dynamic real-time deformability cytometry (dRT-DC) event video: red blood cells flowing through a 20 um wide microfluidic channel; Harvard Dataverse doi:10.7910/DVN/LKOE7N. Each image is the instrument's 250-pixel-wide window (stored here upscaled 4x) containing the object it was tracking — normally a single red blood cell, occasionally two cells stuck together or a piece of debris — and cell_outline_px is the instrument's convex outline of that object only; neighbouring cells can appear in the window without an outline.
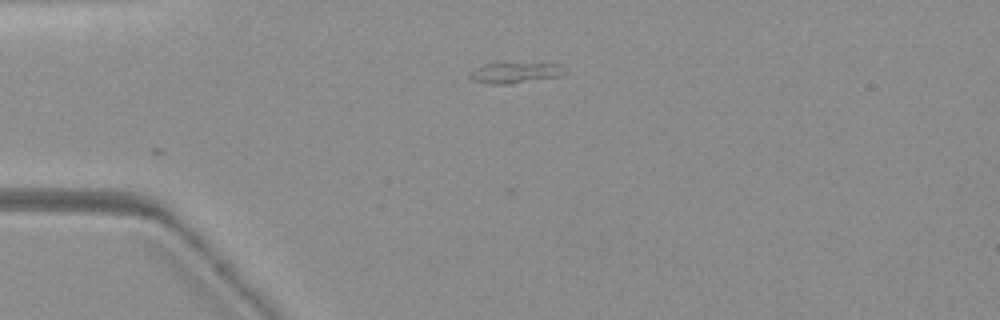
{"species": "common noctule bat (a hibernating species)", "species_latin": "Nyctalus noctula", "temperature_condition": "warm", "stored_images_in_passage": 7, "camera_frame_rate_fps": 3000, "um_per_image_px": 0.085, "animal": {"sex": "female", "body_mass_g": 19.3, "forearm_length_mm": 54.1}, "frame": {"image": 1, "passage_image": 1, "time_ms": 0.0, "image_size_px": [1000, 320], "cell_outline_px": [[568, 72], [560, 76], [512, 84], [488, 84], [472, 80], [472, 72], [476, 68], [484, 64], [560, 64]], "centroid_in_image_um": [43.84, 6.21], "position_along_channel_um": 41.2, "area_um2": 11.16}}